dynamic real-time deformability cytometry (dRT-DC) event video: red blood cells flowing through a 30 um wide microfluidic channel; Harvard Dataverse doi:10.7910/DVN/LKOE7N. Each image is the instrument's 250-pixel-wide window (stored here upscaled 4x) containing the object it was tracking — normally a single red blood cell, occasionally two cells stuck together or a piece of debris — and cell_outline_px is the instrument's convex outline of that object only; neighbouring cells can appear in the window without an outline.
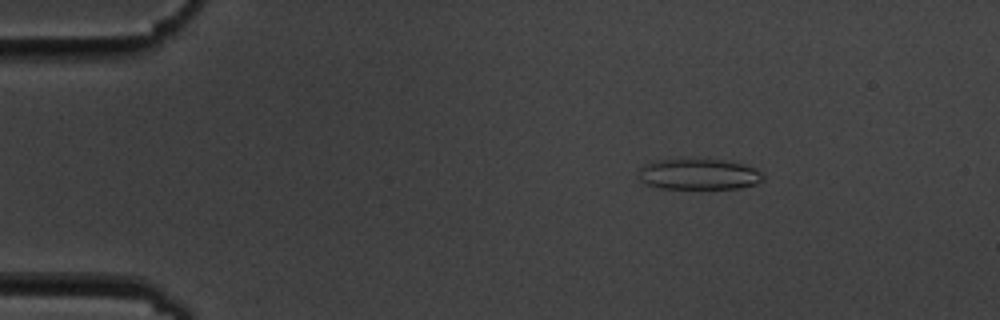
{"species": "common noctule bat (a hibernating species)", "species_latin": "Nyctalus noctula", "temperature_condition": "cold", "stored_images_in_passage": 15, "camera_frame_rate_fps": 3000, "um_per_image_px": 0.085, "animal": {"sex": "male", "body_mass_g": 19.5, "forearm_length_mm": 54.6}, "frame": {"image": 1, "passage_image": 3, "time_ms": 2.333, "image_size_px": [1000, 320], "cell_outline_px": [[764, 180], [756, 184], [740, 188], [660, 188], [644, 184], [640, 180], [640, 168], [644, 164], [656, 160], [720, 160], [744, 164], [760, 172], [764, 176]], "centroid_in_image_um": [59.39, 14.82], "position_along_channel_um": 25.6, "area_um2": 22.08}}
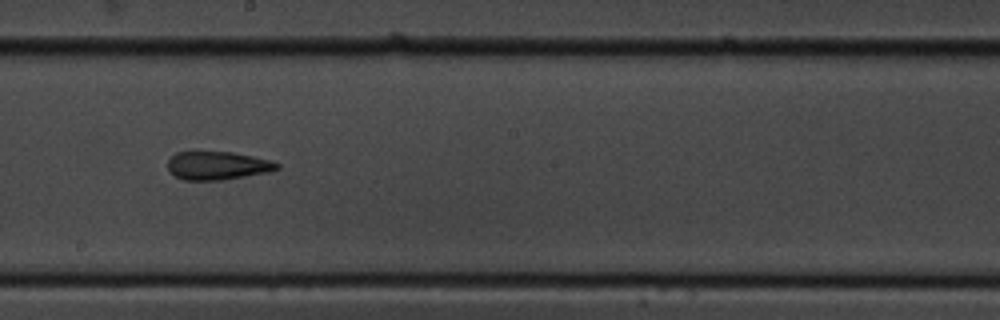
{"frame": {"image": 2, "passage_image": 9, "time_ms": 10.0, "image_size_px": [1000, 320], "cell_outline_px": [[280, 168], [272, 172], [224, 180], [184, 180], [168, 172], [168, 160], [176, 152], [232, 152], [252, 156], [268, 160], [280, 164]], "centroid_in_image_um": [18.5, 14.09], "position_along_channel_um": 229.7, "area_um2": 18.15}}
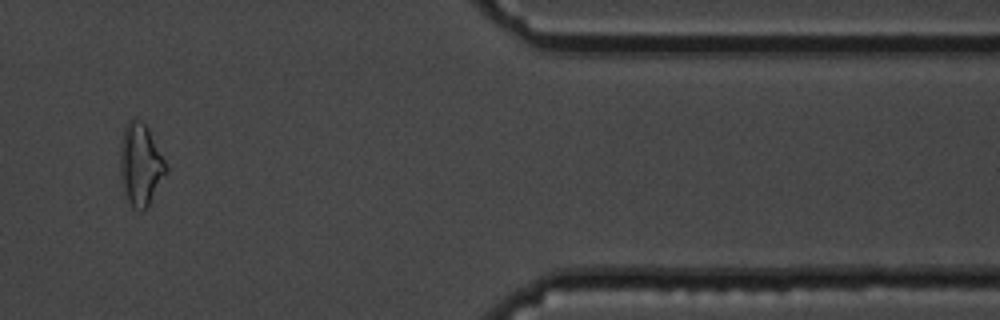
{"frame": {"image": 3, "passage_image": 14, "time_ms": 15.667, "image_size_px": [1000, 320], "cell_outline_px": [[168, 172], [144, 212], [140, 212], [132, 208], [124, 200], [120, 184], [120, 148], [124, 124], [128, 120], [140, 120], [148, 128], [168, 168]], "centroid_in_image_um": [11.9, 14.08], "position_along_channel_um": 399.5, "area_um2": 22.48}, "authors_computed_cell_mechanics": {"area_um2": 19.2474, "velocity_mm_per_s": 3.5765, "shape_relaxation_time_tau1_ms": 4.3757, "shape_relaxation_time_tau2_ms": 2.2826, "deformation_change_tau1": 0.1237, "deformation_change_tau2": 0.1186}}